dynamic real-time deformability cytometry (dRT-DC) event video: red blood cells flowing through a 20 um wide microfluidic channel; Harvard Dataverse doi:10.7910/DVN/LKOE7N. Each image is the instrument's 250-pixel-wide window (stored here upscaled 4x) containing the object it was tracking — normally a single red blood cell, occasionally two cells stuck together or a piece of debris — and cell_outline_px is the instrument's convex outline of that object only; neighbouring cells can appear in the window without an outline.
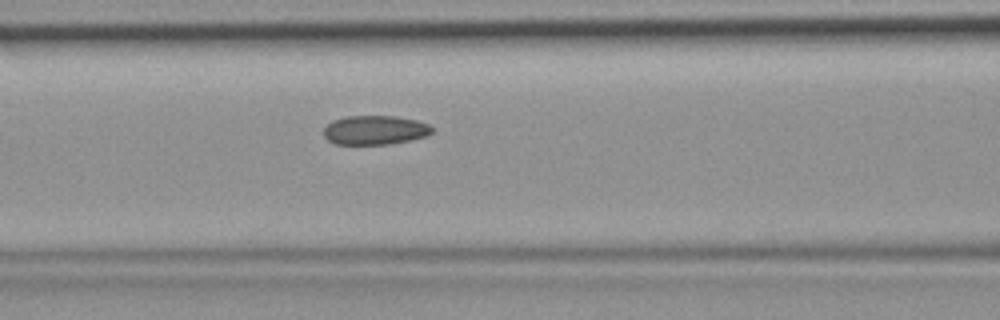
{"species": "common noctule bat (a hibernating species)", "species_latin": "Nyctalus noctula", "temperature_condition": "room temperature", "stored_images_in_passage": 32, "camera_frame_rate_fps": 3000, "um_per_image_px": 0.085, "animal": {"sex": "female", "body_mass_g": 19.9}, "frame": {"image": 1, "passage_image": 5, "time_ms": 1.333, "image_size_px": [1000, 320], "cell_outline_px": [[432, 132], [424, 136], [408, 140], [388, 144], [336, 144], [328, 140], [324, 136], [324, 128], [332, 120], [344, 116], [396, 116], [416, 120], [428, 124], [432, 128]], "centroid_in_image_um": [31.83, 11.04], "position_along_channel_um": 134.8, "area_um2": 18.26}}
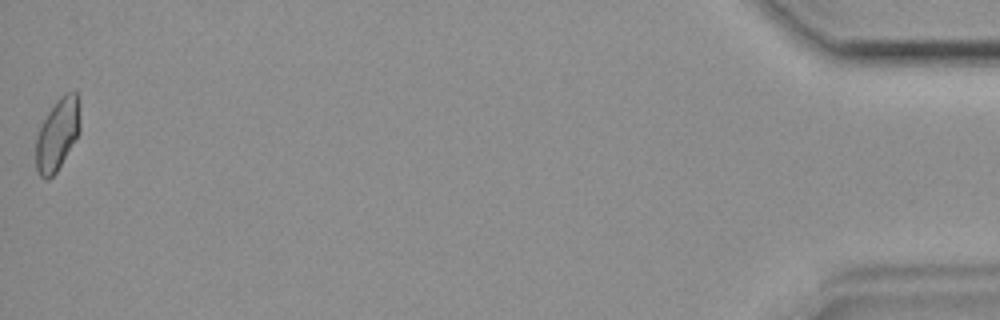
{"frame": {"image": 2, "passage_image": 32, "time_ms": 10.333, "image_size_px": [1000, 320], "cell_outline_px": [[80, 132], [56, 172], [48, 180], [44, 180], [40, 176], [36, 168], [36, 136], [40, 124], [56, 100], [64, 92], [76, 92], [80, 104]], "centroid_in_image_um": [4.88, 11.4], "position_along_channel_um": 430.3, "area_um2": 18.79}}